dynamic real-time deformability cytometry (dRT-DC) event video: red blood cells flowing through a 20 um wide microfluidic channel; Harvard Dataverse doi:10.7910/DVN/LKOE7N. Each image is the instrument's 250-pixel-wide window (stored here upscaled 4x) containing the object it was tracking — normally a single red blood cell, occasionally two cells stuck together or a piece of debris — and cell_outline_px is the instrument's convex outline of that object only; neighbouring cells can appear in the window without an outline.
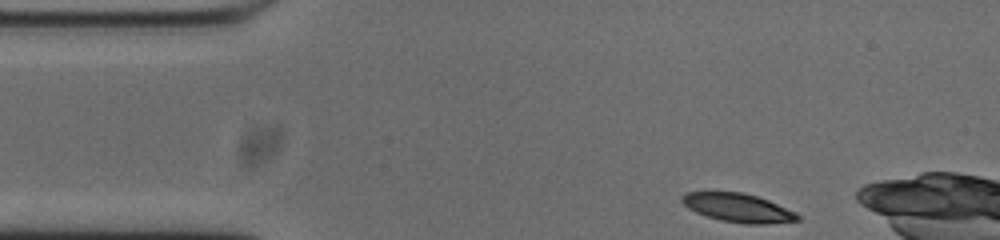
{"species": "common noctule bat (a hibernating species)", "species_latin": "Nyctalus noctula", "temperature_condition": "cold", "stored_images_in_passage": 48, "camera_frame_rate_fps": 3000, "um_per_image_px": 0.085, "animal": {"sex": "male", "body_mass_g": 20.0, "forearm_length_mm": 53.3}, "frame": {"image": 1, "passage_image": 1, "time_ms": 0.0, "image_size_px": [1000, 240], "cell_outline_px": [[804, 216], [800, 220], [764, 224], [744, 224], [720, 220], [696, 212], [688, 208], [680, 200], [680, 196], [688, 192], [740, 192], [756, 196], [768, 200], [796, 212]], "centroid_in_image_um": [62.76, 17.67], "position_along_channel_um": 22.2, "area_um2": 19.31}}
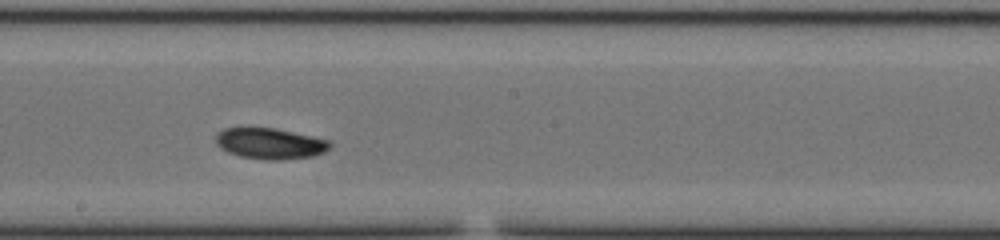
{"frame": {"image": 2, "passage_image": 22, "time_ms": 7.0, "image_size_px": [1000, 240], "cell_outline_px": [[332, 144], [324, 152], [312, 156], [280, 160], [264, 160], [240, 156], [228, 152], [220, 148], [216, 144], [216, 132], [224, 128], [248, 124], [276, 128], [328, 140]], "centroid_in_image_um": [22.85, 12.15], "position_along_channel_um": 225.3, "area_um2": 21.27}}
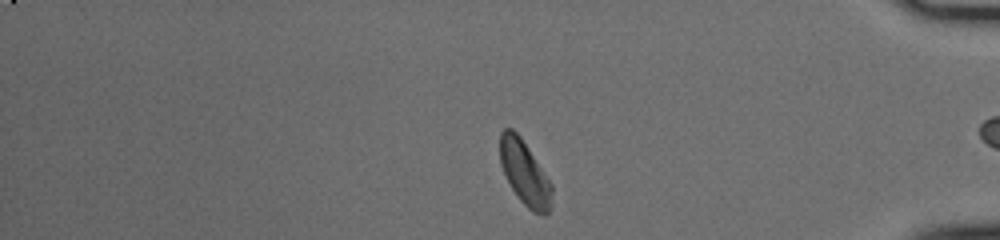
{"frame": {"image": 3, "passage_image": 38, "time_ms": 12.333, "image_size_px": [1000, 240], "cell_outline_px": [[552, 208], [544, 216], [532, 212], [520, 200], [512, 188], [500, 164], [500, 132], [504, 128], [512, 128], [520, 136], [552, 184]], "centroid_in_image_um": [44.62, 14.73], "position_along_channel_um": 390.6, "area_um2": 19.36}, "authors_computed_cell_mechanics": {"area_um2": 19.7387, "velocity_mm_per_s": 3.7482, "shape_relaxation_time_tau1_ms": 2.2307, "shape_relaxation_time_tau2_ms": null, "deformation_change_tau1": 0.0809, "deformation_change_tau2": null}}